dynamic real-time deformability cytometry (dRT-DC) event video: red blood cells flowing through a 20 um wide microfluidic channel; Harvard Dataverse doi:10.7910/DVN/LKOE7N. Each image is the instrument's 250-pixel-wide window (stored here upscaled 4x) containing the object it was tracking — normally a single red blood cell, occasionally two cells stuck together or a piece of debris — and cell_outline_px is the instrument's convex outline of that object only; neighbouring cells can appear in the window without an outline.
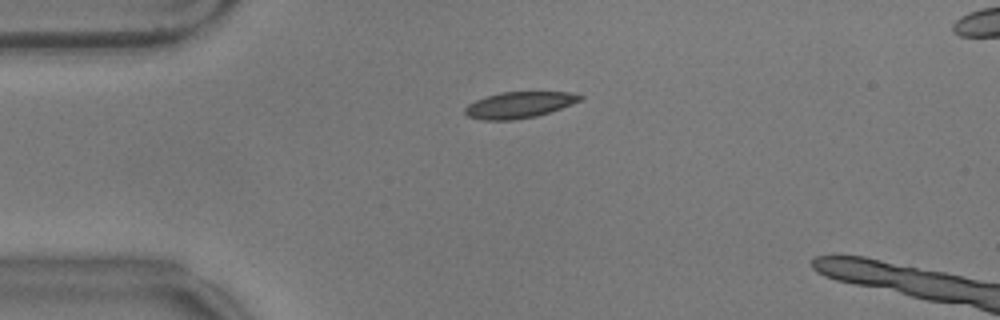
{"species": "common noctule bat (a hibernating species)", "species_latin": "Nyctalus noctula", "temperature_condition": "warm", "stored_images_in_passage": 42, "camera_frame_rate_fps": 3000, "um_per_image_px": 0.085, "animal": {"sex": "male", "body_mass_g": 17.9}, "frame": {"image": 1, "passage_image": 11, "time_ms": 3.333, "image_size_px": [1000, 320], "cell_outline_px": [[584, 96], [580, 100], [560, 108], [536, 116], [516, 120], [480, 120], [468, 116], [464, 112], [464, 108], [468, 104], [476, 100], [500, 92], [568, 92]], "centroid_in_image_um": [44.08, 8.92], "position_along_channel_um": 40.9, "area_um2": 17.4}}
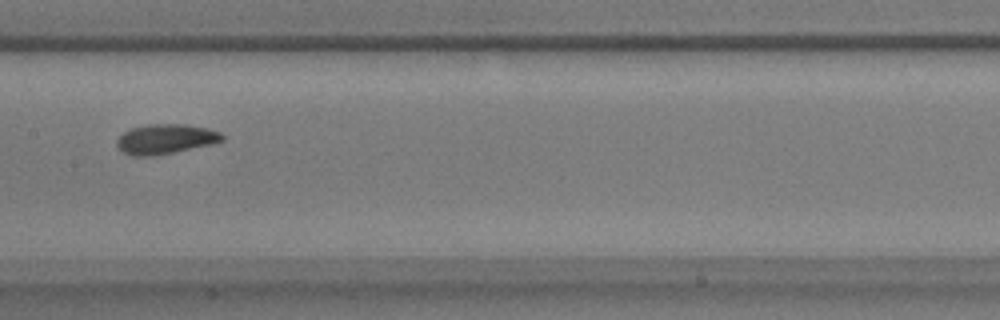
{"frame": {"image": 2, "passage_image": 26, "time_ms": 8.333, "image_size_px": [1000, 320], "cell_outline_px": [[224, 140], [212, 144], [152, 156], [132, 156], [116, 148], [116, 140], [128, 128], [148, 124], [184, 124], [208, 128], [220, 132], [224, 136]], "centroid_in_image_um": [14.04, 11.81], "position_along_channel_um": 193.4, "area_um2": 18.38}}
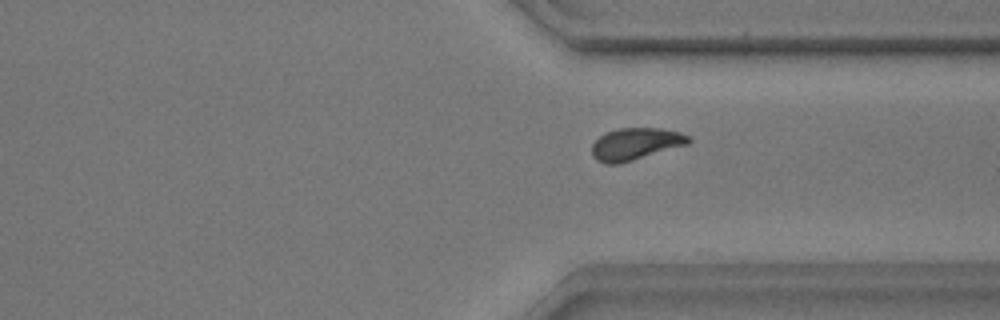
{"frame": {"image": 3, "passage_image": 40, "time_ms": 13.0, "image_size_px": [1000, 320], "cell_outline_px": [[692, 140], [688, 144], [620, 164], [604, 164], [596, 160], [592, 156], [592, 144], [600, 136], [608, 132], [620, 128], [660, 128], [680, 132], [688, 136]], "centroid_in_image_um": [54.01, 12.25], "position_along_channel_um": 357.4, "area_um2": 18.03}, "authors_computed_cell_mechanics": {"area_um2": 17.8891, "velocity_mm_per_s": 3.5155, "shape_relaxation_time_tau1_ms": 3.1066, "shape_relaxation_time_tau2_ms": 2.1562, "deformation_change_tau1": 0.1234, "deformation_change_tau2": 0.0735}}